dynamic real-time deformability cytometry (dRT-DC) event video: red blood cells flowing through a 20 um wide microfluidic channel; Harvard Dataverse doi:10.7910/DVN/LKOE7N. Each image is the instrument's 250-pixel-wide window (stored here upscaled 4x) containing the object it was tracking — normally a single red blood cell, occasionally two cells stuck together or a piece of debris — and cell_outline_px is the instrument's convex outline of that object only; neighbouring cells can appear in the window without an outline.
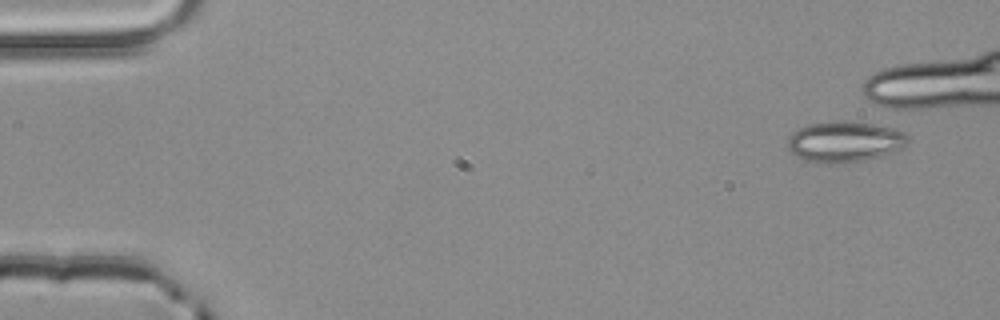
{"species": "common noctule bat (a hibernating species)", "species_latin": "Nyctalus noctula", "temperature_condition": "room temperature", "stored_images_in_passage": 1, "camera_frame_rate_fps": 3000, "um_per_image_px": 0.085, "animal": {"sex": "male", "body_mass_g": 20.4}, "frame": {"image": 1, "passage_image": 1, "time_ms": 0.0, "image_size_px": [1000, 320], "cell_outline_px": [[908, 144], [904, 148], [884, 156], [844, 164], [820, 164], [804, 160], [796, 156], [788, 148], [788, 136], [792, 132], [808, 124], [844, 120], [876, 124], [892, 128], [904, 132], [908, 136]], "centroid_in_image_um": [71.82, 12.06], "position_along_channel_um": 13.2, "area_um2": 29.19}}